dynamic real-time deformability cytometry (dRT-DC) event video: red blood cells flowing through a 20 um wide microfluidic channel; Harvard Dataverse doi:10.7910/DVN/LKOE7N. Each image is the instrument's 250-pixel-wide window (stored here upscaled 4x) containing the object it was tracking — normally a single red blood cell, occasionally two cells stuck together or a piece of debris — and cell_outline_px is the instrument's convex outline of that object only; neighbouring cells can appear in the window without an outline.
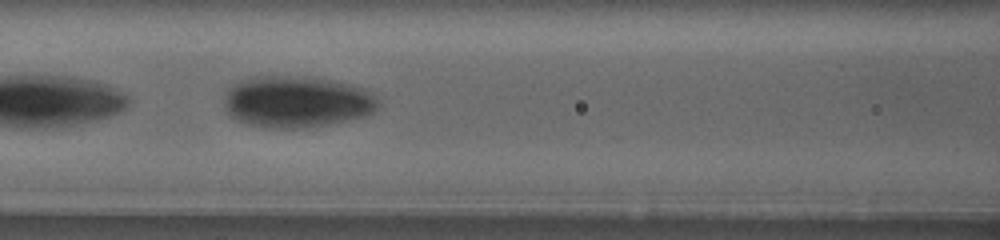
{"species": "human", "species_latin": "Homo sapiens", "temperature_condition": "warm", "stored_images_in_passage": 20, "camera_frame_rate_fps": 3000, "um_per_image_px": 0.085, "donor": {"sex": "female"}, "frame": {"image": 1, "passage_image": 6, "time_ms": 4.667, "image_size_px": [1000, 240], "cell_outline_px": [[380, 104], [372, 112], [364, 116], [328, 124], [304, 128], [264, 128], [244, 124], [228, 116], [224, 108], [224, 96], [228, 88], [232, 84], [240, 80], [252, 76], [316, 76], [364, 88], [372, 92]], "centroid_in_image_um": [25.15, 8.64], "position_along_channel_um": 141.4, "area_um2": 47.11}}